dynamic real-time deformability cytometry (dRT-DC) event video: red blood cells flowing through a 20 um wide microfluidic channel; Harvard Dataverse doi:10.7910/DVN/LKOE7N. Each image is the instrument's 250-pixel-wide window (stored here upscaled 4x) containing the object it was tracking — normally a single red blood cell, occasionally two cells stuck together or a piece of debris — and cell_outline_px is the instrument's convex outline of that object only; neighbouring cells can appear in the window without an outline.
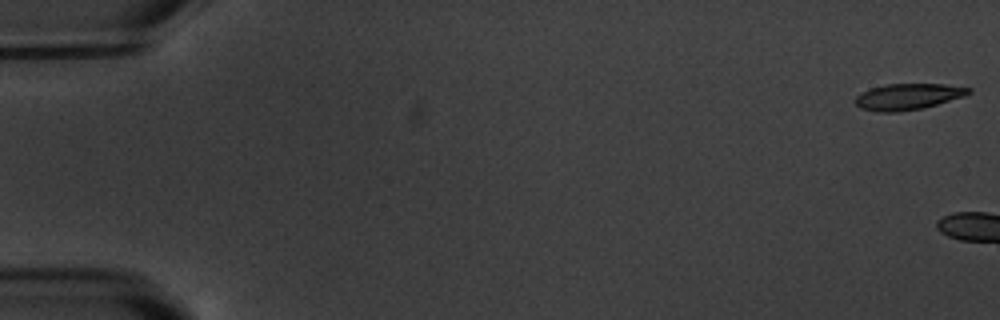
{"species": "common noctule bat (a hibernating species)", "species_latin": "Nyctalus noctula", "temperature_condition": "warm", "stored_images_in_passage": 6, "camera_frame_rate_fps": 3000, "um_per_image_px": 0.085, "animal": {"sex": "male", "body_mass_g": 20.1, "forearm_length_mm": 53.5}, "frame": {"image": 1, "passage_image": 1, "time_ms": 0.0, "image_size_px": [1000, 320], "cell_outline_px": [[972, 92], [964, 96], [924, 108], [900, 112], [876, 112], [860, 108], [856, 104], [856, 96], [872, 88], [884, 84], [944, 84], [972, 88]], "centroid_in_image_um": [77.2, 8.22], "position_along_channel_um": 7.8, "area_um2": 17.28}}
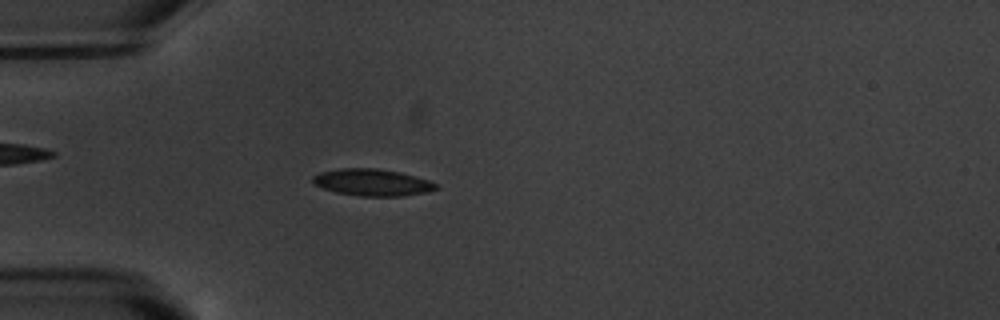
{"frame": {"image": 2, "passage_image": 6, "time_ms": 6.667, "image_size_px": [1000, 320], "cell_outline_px": [[440, 188], [428, 192], [400, 196], [360, 196], [336, 192], [312, 184], [312, 176], [320, 172], [340, 168], [376, 168], [400, 172], [428, 180], [436, 184]], "centroid_in_image_um": [31.63, 15.5], "position_along_channel_um": 53.4, "area_um2": 19.31}}